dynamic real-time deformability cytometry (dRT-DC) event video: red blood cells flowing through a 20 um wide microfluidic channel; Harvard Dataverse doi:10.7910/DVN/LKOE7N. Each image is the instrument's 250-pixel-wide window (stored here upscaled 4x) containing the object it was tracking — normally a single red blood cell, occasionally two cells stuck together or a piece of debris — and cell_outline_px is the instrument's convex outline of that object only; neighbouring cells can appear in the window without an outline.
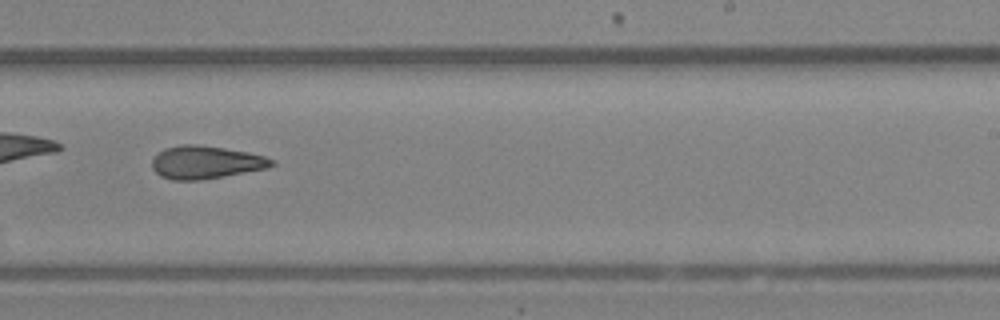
{"species": "Egyptian fruit bat (a non-hibernating species)", "species_latin": "Rousettus aegyptiacus", "temperature_condition": "room temperature", "stored_images_in_passage": 19, "camera_frame_rate_fps": 3000, "um_per_image_px": 0.085, "animal": {"sex": "female"}, "frame": {"image": 1, "passage_image": 16, "time_ms": 5.0, "image_size_px": [1000, 320], "cell_outline_px": [[276, 164], [268, 168], [200, 180], [172, 180], [160, 176], [152, 168], [152, 160], [164, 148], [180, 144], [196, 144], [224, 148], [248, 152], [264, 156], [276, 160]], "centroid_in_image_um": [17.5, 13.79], "position_along_channel_um": 271.5, "area_um2": 22.95}}